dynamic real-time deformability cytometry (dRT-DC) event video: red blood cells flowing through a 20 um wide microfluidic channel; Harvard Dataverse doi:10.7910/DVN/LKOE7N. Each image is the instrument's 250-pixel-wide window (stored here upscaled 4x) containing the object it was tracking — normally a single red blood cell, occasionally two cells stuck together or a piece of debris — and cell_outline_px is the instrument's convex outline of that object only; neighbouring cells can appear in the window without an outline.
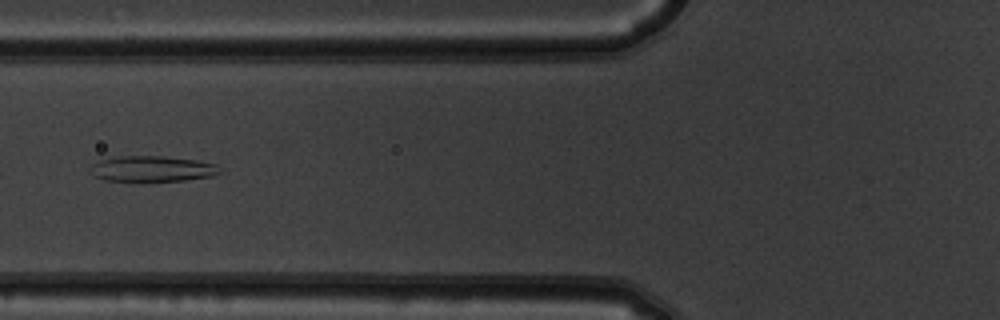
{"species": "common noctule bat (a hibernating species)", "species_latin": "Nyctalus noctula", "temperature_condition": "warm", "stored_images_in_passage": 24, "camera_frame_rate_fps": 3000, "um_per_image_px": 0.085, "animal": {"sex": "male", "body_mass_g": 19.5, "forearm_length_mm": 54.6}, "frame": {"image": 1, "passage_image": 14, "time_ms": 4.333, "image_size_px": [1000, 320], "cell_outline_px": [[224, 172], [212, 176], [184, 180], [144, 184], [132, 184], [104, 180], [96, 176], [88, 168], [92, 164], [100, 160], [116, 156], [160, 156], [196, 160], [216, 164]], "centroid_in_image_um": [12.9, 14.4], "position_along_channel_um": 112.9, "area_um2": 20.46}}